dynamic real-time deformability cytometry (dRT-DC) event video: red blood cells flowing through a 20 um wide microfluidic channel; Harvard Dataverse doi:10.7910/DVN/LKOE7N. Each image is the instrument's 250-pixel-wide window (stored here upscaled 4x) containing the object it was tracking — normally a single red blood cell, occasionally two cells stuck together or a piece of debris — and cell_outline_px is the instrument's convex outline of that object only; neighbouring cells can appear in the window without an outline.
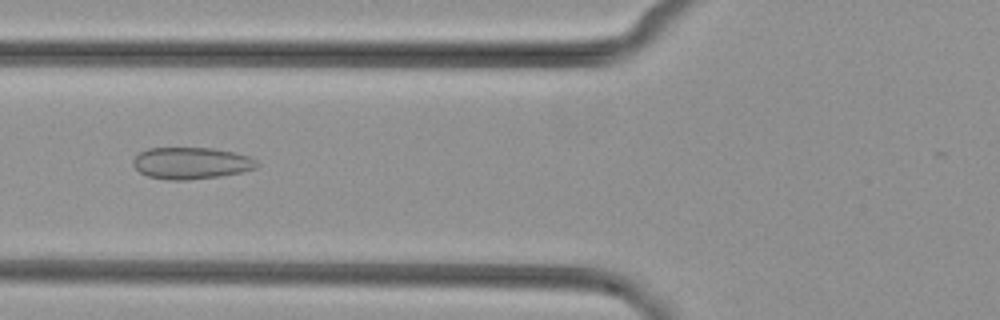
{"species": "common noctule bat (a hibernating species)", "species_latin": "Nyctalus noctula", "temperature_condition": "cold", "stored_images_in_passage": 51, "camera_frame_rate_fps": 3000, "um_per_image_px": 0.085, "animal": {"sex": "female", "body_mass_g": 29.2, "forearm_length_mm": 56.3}, "frame": {"image": 1, "passage_image": 20, "time_ms": 6.333, "image_size_px": [1000, 320], "cell_outline_px": [[260, 164], [256, 168], [240, 172], [220, 176], [188, 180], [168, 180], [148, 176], [140, 172], [132, 164], [132, 160], [140, 152], [148, 148], [212, 148], [232, 152], [248, 156], [256, 160]], "centroid_in_image_um": [16.24, 13.87], "position_along_channel_um": 109.6, "area_um2": 22.83}}
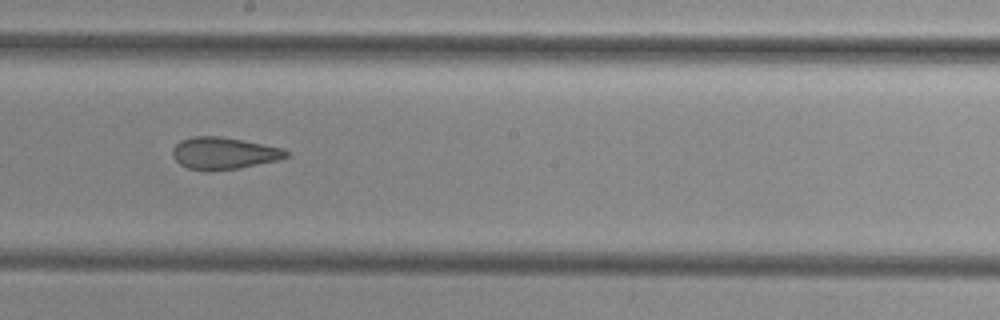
{"frame": {"image": 2, "passage_image": 29, "time_ms": 9.333, "image_size_px": [1000, 320], "cell_outline_px": [[292, 156], [276, 160], [240, 168], [204, 172], [188, 168], [180, 164], [172, 156], [172, 148], [180, 140], [192, 136], [220, 136], [284, 148], [292, 152]], "centroid_in_image_um": [19.03, 13.03], "position_along_channel_um": 229.2, "area_um2": 21.5}}
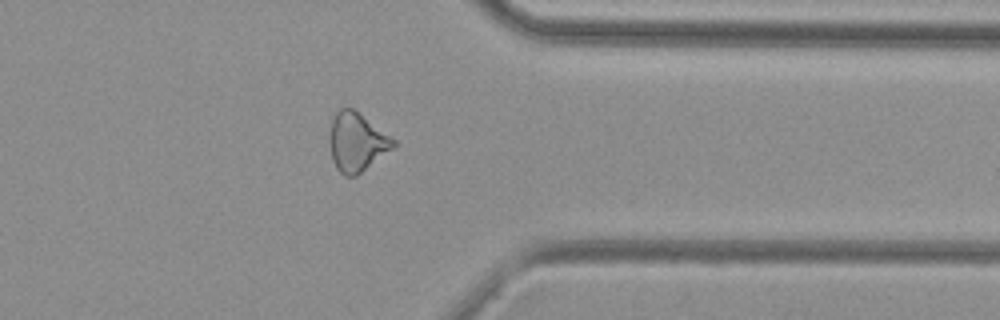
{"frame": {"image": 3, "passage_image": 41, "time_ms": 13.333, "image_size_px": [1000, 320], "cell_outline_px": [[396, 144], [392, 148], [356, 176], [344, 176], [336, 168], [332, 160], [328, 140], [328, 136], [332, 120], [336, 112], [340, 108], [352, 108], [396, 140]], "centroid_in_image_um": [30.28, 12.08], "position_along_channel_um": 381.1, "area_um2": 21.62}}